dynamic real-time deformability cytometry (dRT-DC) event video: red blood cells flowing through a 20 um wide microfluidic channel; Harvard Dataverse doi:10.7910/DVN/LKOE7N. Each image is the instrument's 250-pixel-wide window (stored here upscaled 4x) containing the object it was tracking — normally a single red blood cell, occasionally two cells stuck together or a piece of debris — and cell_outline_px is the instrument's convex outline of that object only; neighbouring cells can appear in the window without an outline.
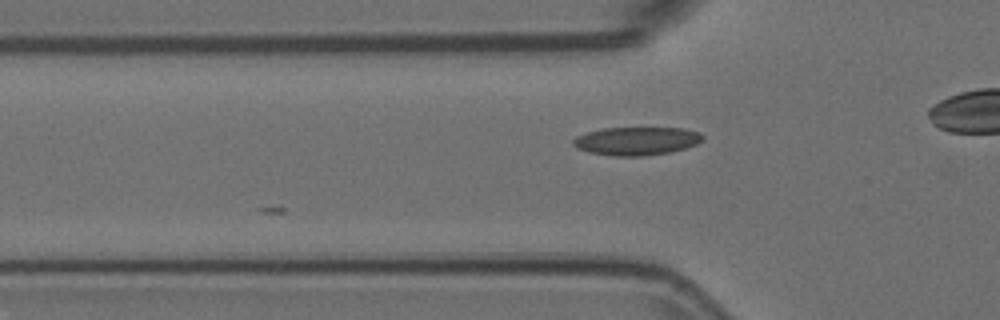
{"species": "Egyptian fruit bat (a non-hibernating species)", "species_latin": "Rousettus aegyptiacus", "temperature_condition": "room temperature", "stored_images_in_passage": 10, "camera_frame_rate_fps": 3000, "um_per_image_px": 0.085, "animal": {"sex": "female"}, "frame": {"image": 1, "passage_image": 2, "time_ms": 0.333, "image_size_px": [1000, 320], "cell_outline_px": [[704, 140], [696, 144], [684, 148], [668, 152], [644, 156], [612, 156], [588, 152], [576, 148], [572, 144], [572, 140], [576, 136], [588, 132], [604, 128], [684, 128], [700, 132], [704, 136]], "centroid_in_image_um": [54.1, 11.98], "position_along_channel_um": 71.7, "area_um2": 21.39}}
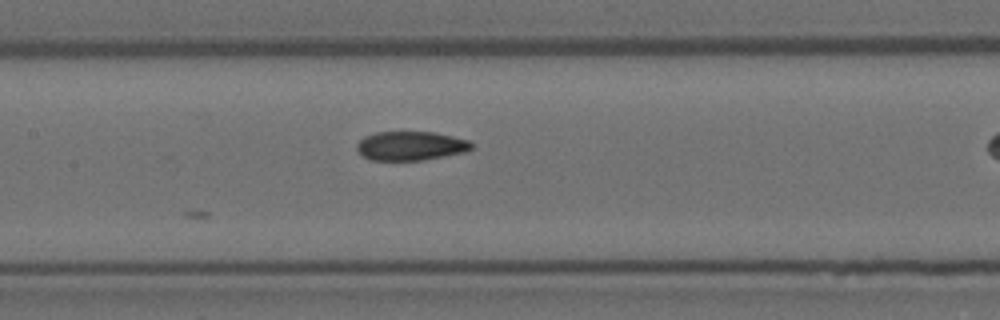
{"frame": {"image": 2, "passage_image": 10, "time_ms": 3.0, "image_size_px": [1000, 320], "cell_outline_px": [[472, 148], [468, 152], [420, 160], [372, 160], [364, 156], [356, 148], [356, 144], [364, 136], [376, 132], [432, 132], [452, 136], [468, 140], [472, 144]], "centroid_in_image_um": [34.91, 12.39], "position_along_channel_um": 172.5, "area_um2": 19.31}}